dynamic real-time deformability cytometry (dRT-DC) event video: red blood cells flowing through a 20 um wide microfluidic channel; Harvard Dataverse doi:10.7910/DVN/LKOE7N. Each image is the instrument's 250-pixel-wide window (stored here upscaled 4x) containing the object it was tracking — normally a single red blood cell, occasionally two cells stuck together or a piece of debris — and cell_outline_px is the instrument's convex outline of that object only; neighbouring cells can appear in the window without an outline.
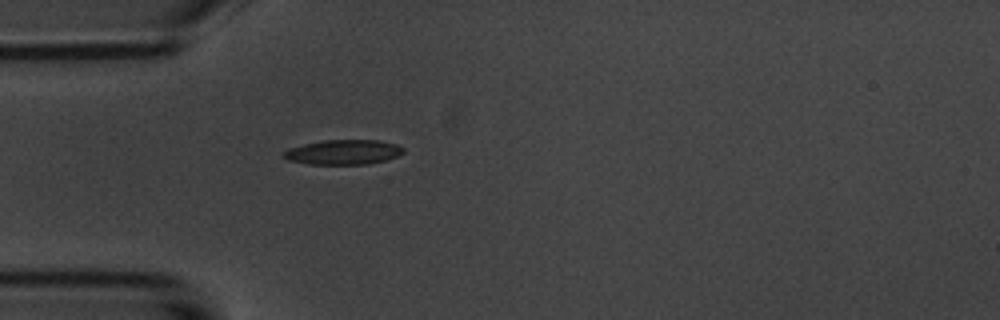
{"species": "common noctule bat (a hibernating species)", "species_latin": "Nyctalus noctula", "temperature_condition": "room temperature", "stored_images_in_passage": 1, "camera_frame_rate_fps": 3000, "um_per_image_px": 0.085, "animal": {"sex": "male", "body_mass_g": 20.1, "forearm_length_mm": 53.5}, "frame": {"image": 1, "passage_image": 1, "time_ms": 0.0, "image_size_px": [1000, 320], "cell_outline_px": [[404, 152], [396, 156], [384, 160], [368, 164], [308, 164], [288, 160], [284, 156], [284, 152], [288, 148], [304, 144], [324, 140], [380, 140], [396, 144], [404, 148]], "centroid_in_image_um": [29.19, 12.93], "position_along_channel_um": 55.8, "area_um2": 17.17}}